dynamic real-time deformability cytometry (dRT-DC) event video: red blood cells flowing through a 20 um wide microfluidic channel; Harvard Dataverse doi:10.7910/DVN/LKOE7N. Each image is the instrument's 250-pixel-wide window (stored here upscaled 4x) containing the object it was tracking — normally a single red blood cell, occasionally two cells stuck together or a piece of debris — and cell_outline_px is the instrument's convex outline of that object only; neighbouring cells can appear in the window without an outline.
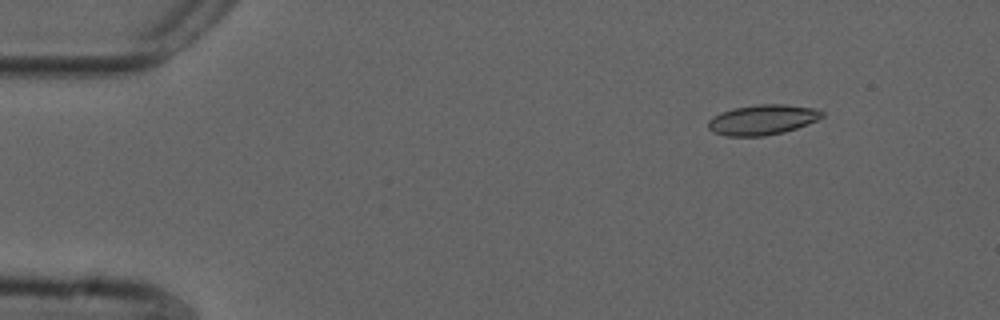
{"species": "common noctule bat (a hibernating species)", "species_latin": "Nyctalus noctula", "temperature_condition": "cold", "stored_images_in_passage": 55, "camera_frame_rate_fps": 3000, "um_per_image_px": 0.085, "animal": {"sex": "male", "forearm_length_mm": 52.5}, "frame": {"image": 1, "passage_image": 7, "time_ms": 2.0, "image_size_px": [1000, 320], "cell_outline_px": [[824, 116], [808, 124], [784, 132], [764, 136], [728, 136], [712, 132], [708, 128], [708, 120], [712, 116], [732, 108], [756, 104], [784, 104], [812, 108], [824, 112]], "centroid_in_image_um": [64.78, 10.18], "position_along_channel_um": 20.2, "area_um2": 20.06}}
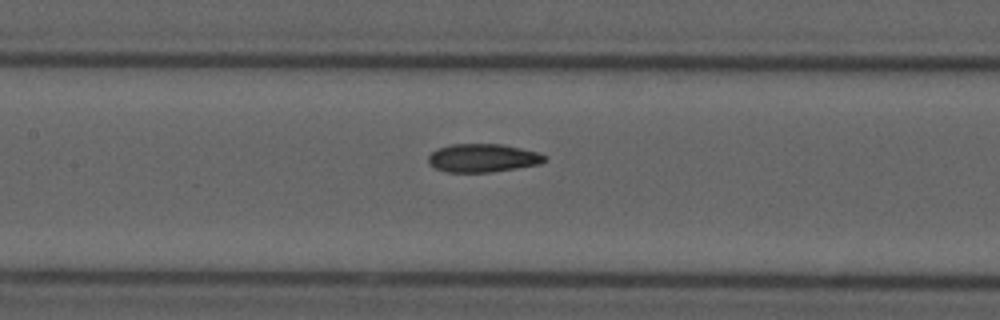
{"frame": {"image": 2, "passage_image": 26, "time_ms": 8.333, "image_size_px": [1000, 320], "cell_outline_px": [[548, 160], [540, 164], [516, 168], [488, 172], [444, 172], [428, 164], [428, 156], [436, 148], [452, 144], [504, 144], [540, 152], [548, 156]], "centroid_in_image_um": [41.07, 13.42], "position_along_channel_um": 166.3, "area_um2": 19.48}}
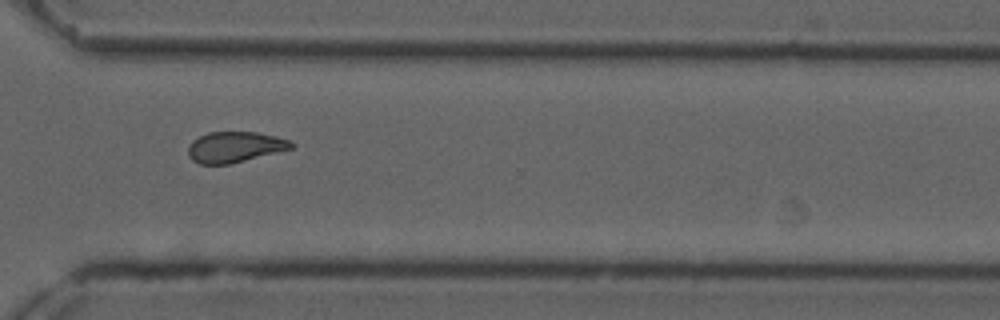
{"frame": {"image": 3, "passage_image": 41, "time_ms": 13.333, "image_size_px": [1000, 320], "cell_outline_px": [[296, 148], [232, 164], [200, 164], [192, 160], [188, 156], [188, 144], [192, 140], [208, 132], [256, 132], [276, 136], [288, 140], [296, 144]], "centroid_in_image_um": [19.99, 12.5], "position_along_channel_um": 350.6, "area_um2": 18.84}, "authors_computed_cell_mechanics": {"area_um2": 19.4208, "velocity_mm_per_s": 3.6909, "shape_relaxation_time_tau1_ms": null, "shape_relaxation_time_tau2_ms": 2.6485, "deformation_change_tau1": null, "deformation_change_tau2": 0.0765}}